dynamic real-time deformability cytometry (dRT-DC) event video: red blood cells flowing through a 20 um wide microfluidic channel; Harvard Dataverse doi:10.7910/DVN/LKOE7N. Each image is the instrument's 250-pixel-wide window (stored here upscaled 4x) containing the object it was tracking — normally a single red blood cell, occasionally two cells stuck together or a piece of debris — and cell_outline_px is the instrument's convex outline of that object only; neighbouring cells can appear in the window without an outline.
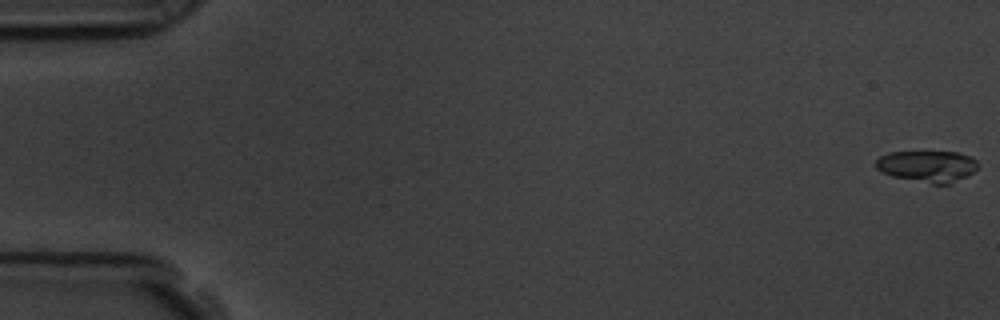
{"species": "common noctule bat (a hibernating species)", "species_latin": "Nyctalus noctula", "temperature_condition": "room temperature", "stored_images_in_passage": 58, "camera_frame_rate_fps": 3000, "um_per_image_px": 0.085, "animal": {"sex": "male", "body_mass_g": 19.5, "forearm_length_mm": 54.6}, "frame": {"image": 1, "passage_image": 1, "time_ms": 0.0, "image_size_px": [1000, 320], "cell_outline_px": [[980, 164], [968, 176], [952, 184], [932, 184], [892, 176], [880, 172], [876, 168], [876, 160], [880, 156], [888, 152], [956, 152], [972, 156]], "centroid_in_image_um": [78.85, 14.13], "position_along_channel_um": 6.2, "area_um2": 18.96}}
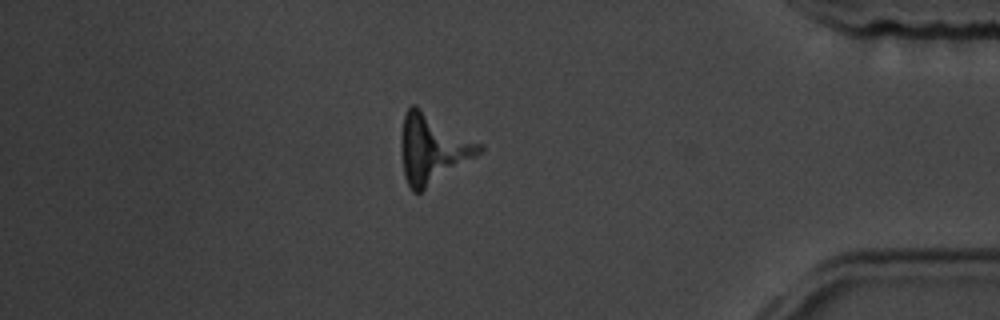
{"frame": {"image": 2, "passage_image": 50, "time_ms": 16.333, "image_size_px": [1000, 320], "cell_outline_px": [[484, 148], [476, 156], [420, 192], [412, 192], [404, 176], [400, 152], [400, 136], [404, 116], [408, 108], [412, 104], [416, 104], [484, 144]], "centroid_in_image_um": [36.75, 12.59], "position_along_channel_um": 398.4, "area_um2": 31.79}}
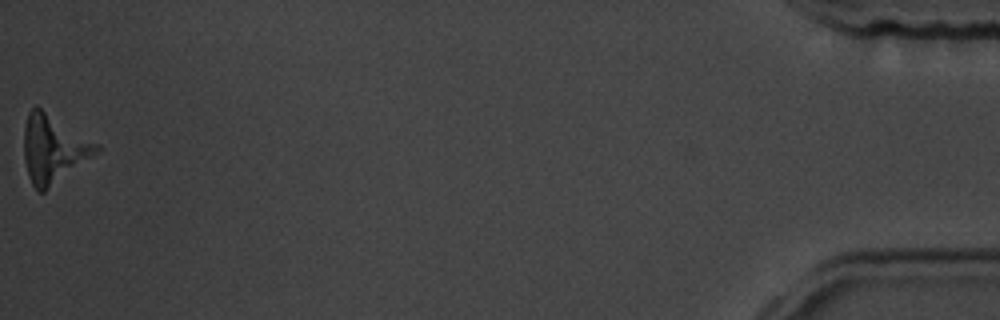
{"frame": {"image": 3, "passage_image": 58, "time_ms": 19.0, "image_size_px": [1000, 320], "cell_outline_px": [[100, 148], [92, 156], [44, 192], [36, 192], [28, 176], [24, 160], [24, 128], [28, 112], [36, 104], [100, 144]], "centroid_in_image_um": [4.51, 12.62], "position_along_channel_um": 430.7, "area_um2": 28.67}, "authors_computed_cell_mechanics": {"area_um2": 19.6809, "velocity_mm_per_s": 3.5717, "shape_relaxation_time_tau1_ms": 0.2074, "shape_relaxation_time_tau2_ms": null, "deformation_change_tau1": 0.3128, "deformation_change_tau2": null}}